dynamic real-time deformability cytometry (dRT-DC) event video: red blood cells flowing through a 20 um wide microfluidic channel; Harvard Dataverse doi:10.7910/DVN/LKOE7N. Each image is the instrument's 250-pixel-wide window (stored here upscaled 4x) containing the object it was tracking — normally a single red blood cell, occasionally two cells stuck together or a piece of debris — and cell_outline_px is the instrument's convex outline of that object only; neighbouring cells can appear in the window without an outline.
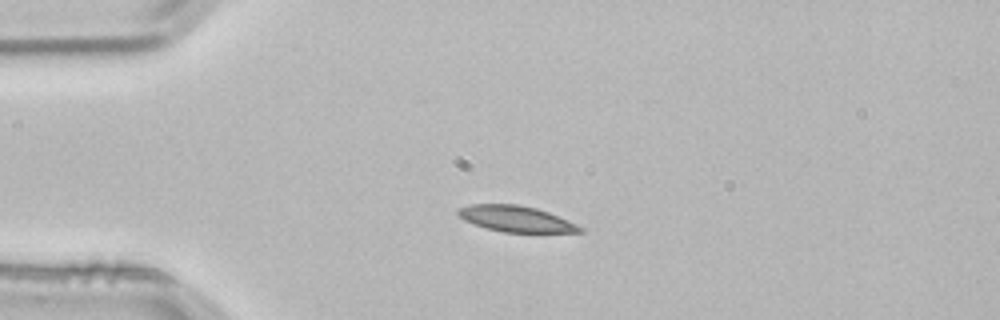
{"species": "common noctule bat (a hibernating species)", "species_latin": "Nyctalus noctula", "temperature_condition": "room temperature", "stored_images_in_passage": 3, "camera_frame_rate_fps": 3000, "um_per_image_px": 0.085, "animal": {"sex": "male", "body_mass_g": 21.5, "forearm_length_mm": 52.0}, "frame": {"image": 1, "passage_image": 2, "time_ms": 0.333, "image_size_px": [1000, 320], "cell_outline_px": [[584, 232], [504, 232], [484, 228], [464, 220], [456, 212], [456, 208], [472, 204], [516, 204], [536, 208], [548, 212], [576, 224], [584, 228]], "centroid_in_image_um": [43.82, 18.6], "position_along_channel_um": 41.2, "area_um2": 18.38}}
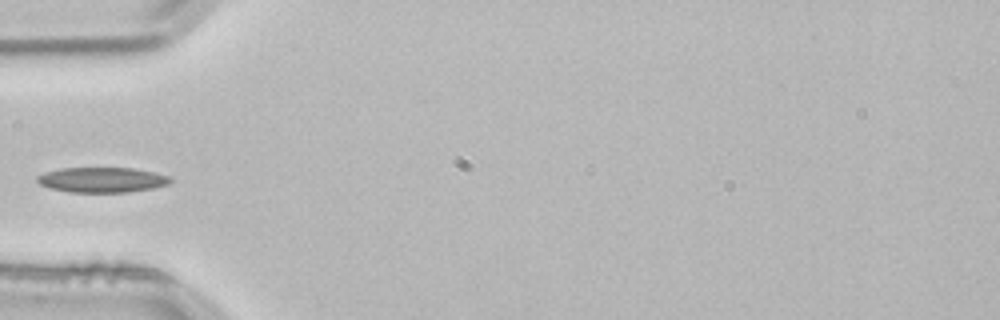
{"frame": {"image": 2, "passage_image": 3, "time_ms": 0.667, "image_size_px": [1000, 320], "cell_outline_px": [[172, 180], [168, 184], [152, 188], [128, 192], [68, 192], [52, 188], [40, 184], [36, 180], [36, 176], [44, 172], [60, 168], [132, 168], [152, 172], [168, 176]], "centroid_in_image_um": [8.63, 15.28], "position_along_channel_um": 76.4, "area_um2": 19.36}}